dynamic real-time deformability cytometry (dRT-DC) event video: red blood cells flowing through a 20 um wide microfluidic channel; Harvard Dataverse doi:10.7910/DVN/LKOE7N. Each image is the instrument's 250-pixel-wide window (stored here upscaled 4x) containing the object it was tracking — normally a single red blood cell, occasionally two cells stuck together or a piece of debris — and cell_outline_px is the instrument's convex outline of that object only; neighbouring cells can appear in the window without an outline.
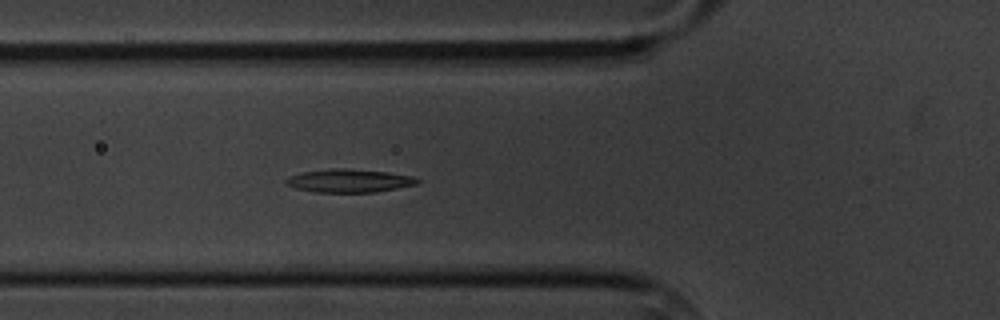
{"species": "common noctule bat (a hibernating species)", "species_latin": "Nyctalus noctula", "temperature_condition": "cold", "stored_images_in_passage": 3, "camera_frame_rate_fps": 3000, "um_per_image_px": 0.085, "animal": {"sex": "male", "body_mass_g": 20.1, "forearm_length_mm": 53.5}, "frame": {"image": 1, "passage_image": 3, "time_ms": 2.333, "image_size_px": [1000, 320], "cell_outline_px": [[420, 180], [416, 184], [376, 192], [316, 192], [296, 188], [284, 184], [284, 180], [288, 176], [304, 172], [332, 168], [344, 168], [388, 172], [412, 176]], "centroid_in_image_um": [29.64, 15.36], "position_along_channel_um": 96.2, "area_um2": 17.69}}